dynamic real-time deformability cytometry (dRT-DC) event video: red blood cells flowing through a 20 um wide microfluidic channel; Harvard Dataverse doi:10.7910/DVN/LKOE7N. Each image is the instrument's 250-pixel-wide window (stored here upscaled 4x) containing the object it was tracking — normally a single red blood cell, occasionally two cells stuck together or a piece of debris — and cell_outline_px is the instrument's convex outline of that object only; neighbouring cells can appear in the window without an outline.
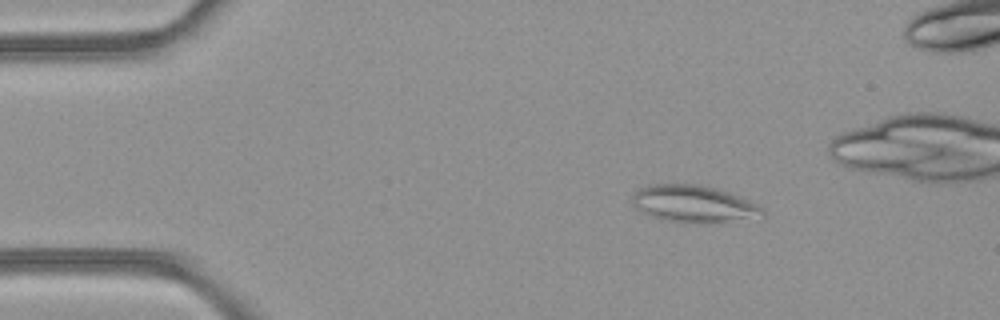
{"species": "common noctule bat (a hibernating species)", "species_latin": "Nyctalus noctula", "temperature_condition": "room temperature", "stored_images_in_passage": 50, "camera_frame_rate_fps": 3000, "um_per_image_px": 0.085, "animal": {"sex": "female", "body_mass_g": 21.9}, "frame": {"image": 1, "passage_image": 8, "time_ms": 2.333, "image_size_px": [1000, 320], "cell_outline_px": [[764, 216], [724, 220], [664, 220], [648, 216], [640, 212], [636, 208], [632, 200], [632, 196], [640, 188], [648, 184], [700, 184], [716, 188], [740, 196], [764, 208]], "centroid_in_image_um": [58.89, 17.27], "position_along_channel_um": 26.1, "area_um2": 27.11}}
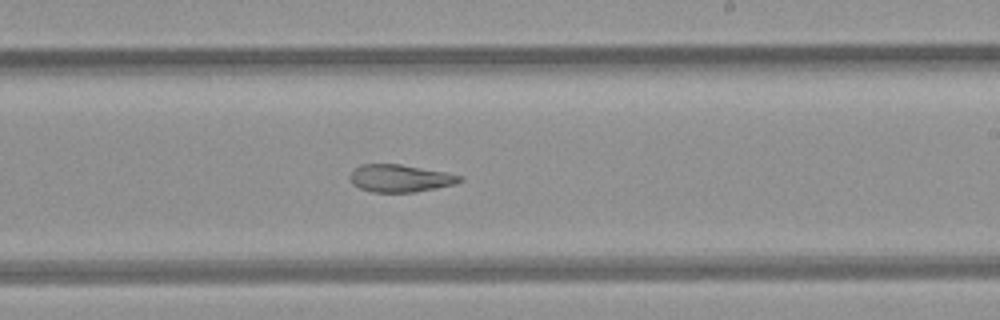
{"frame": {"image": 2, "passage_image": 29, "time_ms": 9.333, "image_size_px": [1000, 320], "cell_outline_px": [[464, 180], [456, 184], [416, 192], [372, 192], [360, 188], [352, 184], [348, 176], [360, 164], [400, 164], [444, 172], [464, 176]], "centroid_in_image_um": [34.02, 15.16], "position_along_channel_um": 255.0, "area_um2": 17.63}}
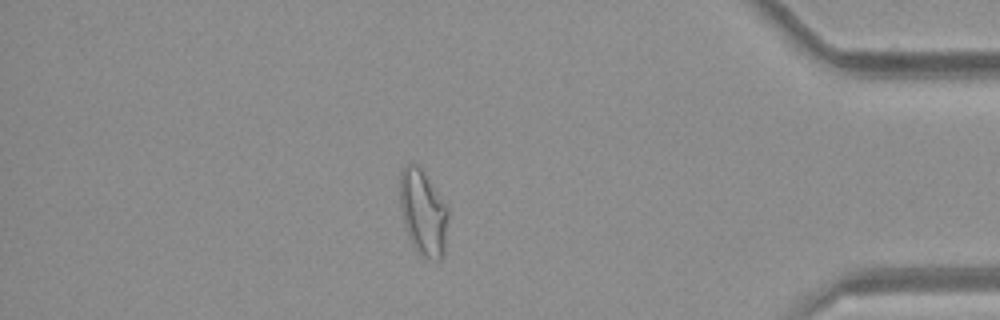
{"frame": {"image": 3, "passage_image": 42, "time_ms": 13.667, "image_size_px": [1000, 320], "cell_outline_px": [[448, 216], [444, 252], [440, 260], [432, 260], [420, 256], [412, 244], [408, 236], [404, 224], [400, 208], [400, 172], [404, 164], [412, 160], [420, 168], [448, 208]], "centroid_in_image_um": [35.94, 18.07], "position_along_channel_um": 399.3, "area_um2": 24.1}, "authors_computed_cell_mechanics": {"area_um2": 24.1893, "velocity_mm_per_s": 4.2493, "shape_relaxation_time_tau1_ms": null, "shape_relaxation_time_tau2_ms": 3.3566, "deformation_change_tau1": null, "deformation_change_tau2": 0.1205}}